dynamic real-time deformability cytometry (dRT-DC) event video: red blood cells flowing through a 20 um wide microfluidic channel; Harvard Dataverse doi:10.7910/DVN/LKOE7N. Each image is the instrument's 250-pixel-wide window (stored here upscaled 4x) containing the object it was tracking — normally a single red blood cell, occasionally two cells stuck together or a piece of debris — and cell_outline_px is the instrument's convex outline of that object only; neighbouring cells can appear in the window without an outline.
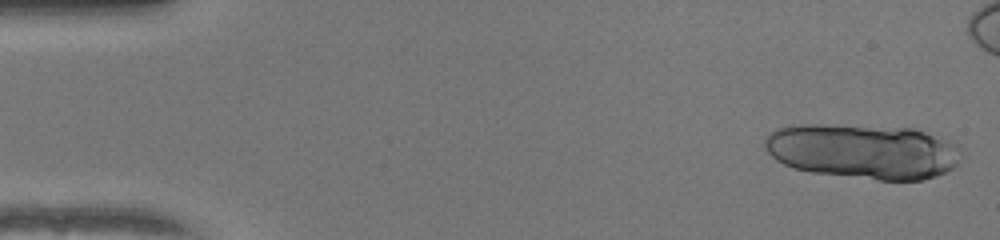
{"species": "human", "species_latin": "Homo sapiens", "temperature_condition": "warm", "stored_images_in_passage": 18, "camera_frame_rate_fps": 3000, "um_per_image_px": 0.085, "donor": {"sex": "female"}, "frame": {"image": 1, "passage_image": 1, "time_ms": 0.0, "image_size_px": [1000, 240], "cell_outline_px": [[964, 156], [952, 168], [936, 176], [924, 180], [880, 180], [812, 172], [792, 168], [776, 160], [764, 148], [764, 140], [768, 132], [776, 128], [796, 124], [820, 124], [912, 128], [960, 144]], "centroid_in_image_um": [73.37, 12.85], "position_along_channel_um": 11.6, "area_um2": 63.52}}